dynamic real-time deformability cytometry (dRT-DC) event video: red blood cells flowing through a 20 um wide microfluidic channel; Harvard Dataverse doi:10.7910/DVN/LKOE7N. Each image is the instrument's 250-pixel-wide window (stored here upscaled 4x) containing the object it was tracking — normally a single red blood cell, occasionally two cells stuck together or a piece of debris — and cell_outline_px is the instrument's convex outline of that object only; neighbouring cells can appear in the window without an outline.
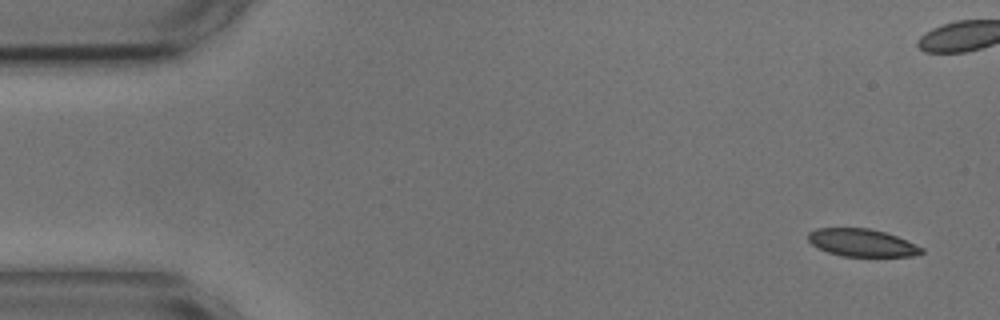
{"species": "common noctule bat (a hibernating species)", "species_latin": "Nyctalus noctula", "temperature_condition": "cold", "stored_images_in_passage": 9, "camera_frame_rate_fps": 3000, "um_per_image_px": 0.085, "animal": {"sex": "male", "body_mass_g": 17.9, "forearm_length_mm": 54.2}, "frame": {"image": 1, "passage_image": 2, "time_ms": 0.333, "image_size_px": [1000, 320], "cell_outline_px": [[924, 252], [912, 256], [844, 256], [828, 252], [812, 244], [808, 240], [808, 232], [816, 228], [868, 228], [884, 232], [896, 236], [924, 248]], "centroid_in_image_um": [73.26, 20.63], "position_along_channel_um": 11.7, "area_um2": 18.03}}